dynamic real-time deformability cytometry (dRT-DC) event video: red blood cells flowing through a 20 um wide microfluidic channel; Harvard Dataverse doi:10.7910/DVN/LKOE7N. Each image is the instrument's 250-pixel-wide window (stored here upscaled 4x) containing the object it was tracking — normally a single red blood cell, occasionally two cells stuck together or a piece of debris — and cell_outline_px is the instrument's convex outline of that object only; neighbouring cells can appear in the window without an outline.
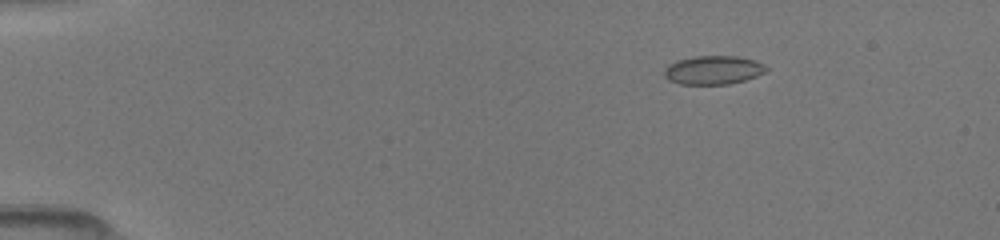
{"species": "common noctule bat (a hibernating species)", "species_latin": "Nyctalus noctula", "temperature_condition": "room temperature", "stored_images_in_passage": 35, "camera_frame_rate_fps": 3000, "um_per_image_px": 0.085, "animal": {"sex": "female", "body_mass_g": 19.5, "forearm_length_mm": 54.1}, "frame": {"image": 1, "passage_image": 2, "time_ms": 0.667, "image_size_px": [1000, 240], "cell_outline_px": [[768, 68], [764, 72], [756, 76], [744, 80], [728, 84], [680, 84], [668, 80], [664, 76], [664, 68], [668, 64], [676, 60], [696, 56], [736, 56], [756, 60], [764, 64]], "centroid_in_image_um": [60.6, 5.95], "position_along_channel_um": 24.4, "area_um2": 17.11}}
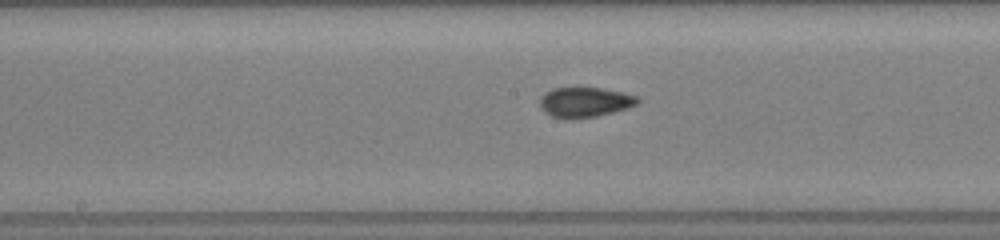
{"frame": {"image": 2, "passage_image": 16, "time_ms": 7.0, "image_size_px": [1000, 240], "cell_outline_px": [[640, 100], [636, 104], [628, 108], [596, 116], [572, 120], [564, 120], [552, 116], [544, 112], [540, 108], [540, 96], [544, 92], [552, 88], [600, 88], [624, 92], [636, 96]], "centroid_in_image_um": [49.66, 8.7], "position_along_channel_um": 198.5, "area_um2": 17.34}}
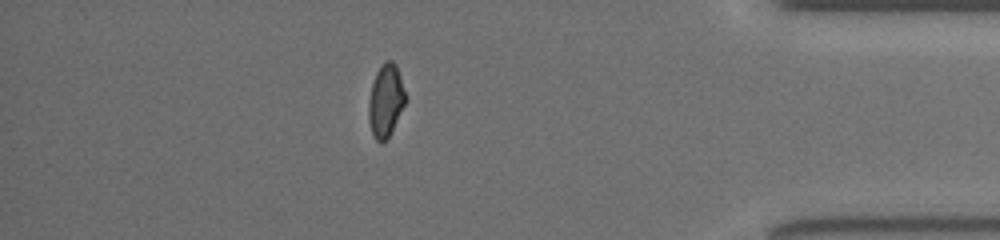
{"frame": {"image": 3, "passage_image": 30, "time_ms": 12.667, "image_size_px": [1000, 240], "cell_outline_px": [[408, 96], [388, 136], [380, 144], [372, 136], [368, 120], [368, 100], [372, 84], [376, 72], [384, 60], [392, 60], [396, 64]], "centroid_in_image_um": [32.78, 8.51], "position_along_channel_um": 402.4, "area_um2": 15.72}}